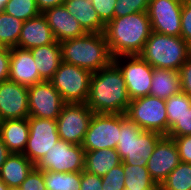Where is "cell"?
Wrapping results in <instances>:
<instances>
[{
    "label": "cell",
    "mask_w": 191,
    "mask_h": 190,
    "mask_svg": "<svg viewBox=\"0 0 191 190\" xmlns=\"http://www.w3.org/2000/svg\"><path fill=\"white\" fill-rule=\"evenodd\" d=\"M131 102L119 68L109 66L92 73L87 107L97 114H125Z\"/></svg>",
    "instance_id": "6da1fadb"
},
{
    "label": "cell",
    "mask_w": 191,
    "mask_h": 190,
    "mask_svg": "<svg viewBox=\"0 0 191 190\" xmlns=\"http://www.w3.org/2000/svg\"><path fill=\"white\" fill-rule=\"evenodd\" d=\"M152 32L147 12L114 17L105 25L104 36L112 57L139 55Z\"/></svg>",
    "instance_id": "7a4b0ae2"
},
{
    "label": "cell",
    "mask_w": 191,
    "mask_h": 190,
    "mask_svg": "<svg viewBox=\"0 0 191 190\" xmlns=\"http://www.w3.org/2000/svg\"><path fill=\"white\" fill-rule=\"evenodd\" d=\"M62 61L94 73L113 62L104 33L85 35L60 42Z\"/></svg>",
    "instance_id": "3957f363"
},
{
    "label": "cell",
    "mask_w": 191,
    "mask_h": 190,
    "mask_svg": "<svg viewBox=\"0 0 191 190\" xmlns=\"http://www.w3.org/2000/svg\"><path fill=\"white\" fill-rule=\"evenodd\" d=\"M162 137L160 133L142 130L125 114H120V136L116 149L122 163L147 166L148 159Z\"/></svg>",
    "instance_id": "277c9868"
},
{
    "label": "cell",
    "mask_w": 191,
    "mask_h": 190,
    "mask_svg": "<svg viewBox=\"0 0 191 190\" xmlns=\"http://www.w3.org/2000/svg\"><path fill=\"white\" fill-rule=\"evenodd\" d=\"M139 55L153 68L179 71L191 55V46L181 36L152 31Z\"/></svg>",
    "instance_id": "5b68a950"
},
{
    "label": "cell",
    "mask_w": 191,
    "mask_h": 190,
    "mask_svg": "<svg viewBox=\"0 0 191 190\" xmlns=\"http://www.w3.org/2000/svg\"><path fill=\"white\" fill-rule=\"evenodd\" d=\"M92 72L62 62L49 80L65 103H86Z\"/></svg>",
    "instance_id": "8992f818"
},
{
    "label": "cell",
    "mask_w": 191,
    "mask_h": 190,
    "mask_svg": "<svg viewBox=\"0 0 191 190\" xmlns=\"http://www.w3.org/2000/svg\"><path fill=\"white\" fill-rule=\"evenodd\" d=\"M125 115L144 131H153L163 136L168 134V118L165 100L147 95L131 102Z\"/></svg>",
    "instance_id": "52a82bcc"
},
{
    "label": "cell",
    "mask_w": 191,
    "mask_h": 190,
    "mask_svg": "<svg viewBox=\"0 0 191 190\" xmlns=\"http://www.w3.org/2000/svg\"><path fill=\"white\" fill-rule=\"evenodd\" d=\"M121 71L130 100L150 95L153 67L140 55H122L113 58Z\"/></svg>",
    "instance_id": "ba28073f"
},
{
    "label": "cell",
    "mask_w": 191,
    "mask_h": 190,
    "mask_svg": "<svg viewBox=\"0 0 191 190\" xmlns=\"http://www.w3.org/2000/svg\"><path fill=\"white\" fill-rule=\"evenodd\" d=\"M85 150L59 139L57 143L35 164L37 169L52 172H82Z\"/></svg>",
    "instance_id": "9c48e42d"
},
{
    "label": "cell",
    "mask_w": 191,
    "mask_h": 190,
    "mask_svg": "<svg viewBox=\"0 0 191 190\" xmlns=\"http://www.w3.org/2000/svg\"><path fill=\"white\" fill-rule=\"evenodd\" d=\"M93 114L86 103H65L56 119L60 139L82 145Z\"/></svg>",
    "instance_id": "30bf717a"
},
{
    "label": "cell",
    "mask_w": 191,
    "mask_h": 190,
    "mask_svg": "<svg viewBox=\"0 0 191 190\" xmlns=\"http://www.w3.org/2000/svg\"><path fill=\"white\" fill-rule=\"evenodd\" d=\"M120 136V114L94 113L85 134L82 148L95 151L104 148L116 149Z\"/></svg>",
    "instance_id": "8fae6325"
},
{
    "label": "cell",
    "mask_w": 191,
    "mask_h": 190,
    "mask_svg": "<svg viewBox=\"0 0 191 190\" xmlns=\"http://www.w3.org/2000/svg\"><path fill=\"white\" fill-rule=\"evenodd\" d=\"M28 123L29 137L23 154L35 165L60 137L56 120L29 116Z\"/></svg>",
    "instance_id": "7c38bea8"
},
{
    "label": "cell",
    "mask_w": 191,
    "mask_h": 190,
    "mask_svg": "<svg viewBox=\"0 0 191 190\" xmlns=\"http://www.w3.org/2000/svg\"><path fill=\"white\" fill-rule=\"evenodd\" d=\"M183 0H150L147 10L153 32L181 36Z\"/></svg>",
    "instance_id": "4fadbf2b"
},
{
    "label": "cell",
    "mask_w": 191,
    "mask_h": 190,
    "mask_svg": "<svg viewBox=\"0 0 191 190\" xmlns=\"http://www.w3.org/2000/svg\"><path fill=\"white\" fill-rule=\"evenodd\" d=\"M29 116L56 120L65 102L50 81L28 87Z\"/></svg>",
    "instance_id": "5bb4252c"
},
{
    "label": "cell",
    "mask_w": 191,
    "mask_h": 190,
    "mask_svg": "<svg viewBox=\"0 0 191 190\" xmlns=\"http://www.w3.org/2000/svg\"><path fill=\"white\" fill-rule=\"evenodd\" d=\"M29 117L28 87L6 80L0 83V121Z\"/></svg>",
    "instance_id": "9a60e30c"
},
{
    "label": "cell",
    "mask_w": 191,
    "mask_h": 190,
    "mask_svg": "<svg viewBox=\"0 0 191 190\" xmlns=\"http://www.w3.org/2000/svg\"><path fill=\"white\" fill-rule=\"evenodd\" d=\"M180 162L174 139L163 136L156 144L146 167L151 178L160 186Z\"/></svg>",
    "instance_id": "2e32d148"
},
{
    "label": "cell",
    "mask_w": 191,
    "mask_h": 190,
    "mask_svg": "<svg viewBox=\"0 0 191 190\" xmlns=\"http://www.w3.org/2000/svg\"><path fill=\"white\" fill-rule=\"evenodd\" d=\"M9 80L30 87L44 81L37 71V66L28 49L10 48Z\"/></svg>",
    "instance_id": "e0dca14e"
},
{
    "label": "cell",
    "mask_w": 191,
    "mask_h": 190,
    "mask_svg": "<svg viewBox=\"0 0 191 190\" xmlns=\"http://www.w3.org/2000/svg\"><path fill=\"white\" fill-rule=\"evenodd\" d=\"M42 14L45 16L55 40L58 42L86 34L77 19L68 12L64 5L47 9Z\"/></svg>",
    "instance_id": "ac0fdd59"
},
{
    "label": "cell",
    "mask_w": 191,
    "mask_h": 190,
    "mask_svg": "<svg viewBox=\"0 0 191 190\" xmlns=\"http://www.w3.org/2000/svg\"><path fill=\"white\" fill-rule=\"evenodd\" d=\"M55 41L53 32L45 16L41 13L23 22L18 47L30 50L35 47L54 43Z\"/></svg>",
    "instance_id": "d6986e66"
},
{
    "label": "cell",
    "mask_w": 191,
    "mask_h": 190,
    "mask_svg": "<svg viewBox=\"0 0 191 190\" xmlns=\"http://www.w3.org/2000/svg\"><path fill=\"white\" fill-rule=\"evenodd\" d=\"M28 137V118L0 121V138L11 153H24Z\"/></svg>",
    "instance_id": "ffe728a7"
},
{
    "label": "cell",
    "mask_w": 191,
    "mask_h": 190,
    "mask_svg": "<svg viewBox=\"0 0 191 190\" xmlns=\"http://www.w3.org/2000/svg\"><path fill=\"white\" fill-rule=\"evenodd\" d=\"M30 51L39 76L44 81H49L63 62L60 42L55 41L51 44L35 47L30 49Z\"/></svg>",
    "instance_id": "44dd1931"
},
{
    "label": "cell",
    "mask_w": 191,
    "mask_h": 190,
    "mask_svg": "<svg viewBox=\"0 0 191 190\" xmlns=\"http://www.w3.org/2000/svg\"><path fill=\"white\" fill-rule=\"evenodd\" d=\"M63 5L86 33H104L105 24L98 16L91 0H65Z\"/></svg>",
    "instance_id": "7402d4cb"
},
{
    "label": "cell",
    "mask_w": 191,
    "mask_h": 190,
    "mask_svg": "<svg viewBox=\"0 0 191 190\" xmlns=\"http://www.w3.org/2000/svg\"><path fill=\"white\" fill-rule=\"evenodd\" d=\"M34 167L23 153H11L0 169V180L8 187L20 186Z\"/></svg>",
    "instance_id": "603a6c76"
},
{
    "label": "cell",
    "mask_w": 191,
    "mask_h": 190,
    "mask_svg": "<svg viewBox=\"0 0 191 190\" xmlns=\"http://www.w3.org/2000/svg\"><path fill=\"white\" fill-rule=\"evenodd\" d=\"M181 91L179 71L153 68L150 95L167 100Z\"/></svg>",
    "instance_id": "cb8c5ba5"
},
{
    "label": "cell",
    "mask_w": 191,
    "mask_h": 190,
    "mask_svg": "<svg viewBox=\"0 0 191 190\" xmlns=\"http://www.w3.org/2000/svg\"><path fill=\"white\" fill-rule=\"evenodd\" d=\"M121 163L117 149L85 151L84 170L88 173L103 177L111 168Z\"/></svg>",
    "instance_id": "d4e9b609"
},
{
    "label": "cell",
    "mask_w": 191,
    "mask_h": 190,
    "mask_svg": "<svg viewBox=\"0 0 191 190\" xmlns=\"http://www.w3.org/2000/svg\"><path fill=\"white\" fill-rule=\"evenodd\" d=\"M125 173V189L157 190L159 186L151 178L146 166H136L123 163Z\"/></svg>",
    "instance_id": "484cf974"
},
{
    "label": "cell",
    "mask_w": 191,
    "mask_h": 190,
    "mask_svg": "<svg viewBox=\"0 0 191 190\" xmlns=\"http://www.w3.org/2000/svg\"><path fill=\"white\" fill-rule=\"evenodd\" d=\"M47 190H80L81 172L43 171Z\"/></svg>",
    "instance_id": "4316f807"
},
{
    "label": "cell",
    "mask_w": 191,
    "mask_h": 190,
    "mask_svg": "<svg viewBox=\"0 0 191 190\" xmlns=\"http://www.w3.org/2000/svg\"><path fill=\"white\" fill-rule=\"evenodd\" d=\"M23 22L12 15L0 12V47H18Z\"/></svg>",
    "instance_id": "83f0119b"
},
{
    "label": "cell",
    "mask_w": 191,
    "mask_h": 190,
    "mask_svg": "<svg viewBox=\"0 0 191 190\" xmlns=\"http://www.w3.org/2000/svg\"><path fill=\"white\" fill-rule=\"evenodd\" d=\"M159 188L161 190H191V163L180 162Z\"/></svg>",
    "instance_id": "f1b7e54d"
},
{
    "label": "cell",
    "mask_w": 191,
    "mask_h": 190,
    "mask_svg": "<svg viewBox=\"0 0 191 190\" xmlns=\"http://www.w3.org/2000/svg\"><path fill=\"white\" fill-rule=\"evenodd\" d=\"M168 118V131L179 121V119L191 108V96L179 91L165 100Z\"/></svg>",
    "instance_id": "f546056e"
},
{
    "label": "cell",
    "mask_w": 191,
    "mask_h": 190,
    "mask_svg": "<svg viewBox=\"0 0 191 190\" xmlns=\"http://www.w3.org/2000/svg\"><path fill=\"white\" fill-rule=\"evenodd\" d=\"M4 12L24 22L41 14L36 0H9Z\"/></svg>",
    "instance_id": "4dcf8cb0"
},
{
    "label": "cell",
    "mask_w": 191,
    "mask_h": 190,
    "mask_svg": "<svg viewBox=\"0 0 191 190\" xmlns=\"http://www.w3.org/2000/svg\"><path fill=\"white\" fill-rule=\"evenodd\" d=\"M150 0H116L114 17H122L137 12H147Z\"/></svg>",
    "instance_id": "1f68e13d"
},
{
    "label": "cell",
    "mask_w": 191,
    "mask_h": 190,
    "mask_svg": "<svg viewBox=\"0 0 191 190\" xmlns=\"http://www.w3.org/2000/svg\"><path fill=\"white\" fill-rule=\"evenodd\" d=\"M102 178V190H124L125 173L123 163L113 167Z\"/></svg>",
    "instance_id": "d6a6232c"
},
{
    "label": "cell",
    "mask_w": 191,
    "mask_h": 190,
    "mask_svg": "<svg viewBox=\"0 0 191 190\" xmlns=\"http://www.w3.org/2000/svg\"><path fill=\"white\" fill-rule=\"evenodd\" d=\"M91 3L105 25L114 18L116 0H91Z\"/></svg>",
    "instance_id": "836d02e7"
},
{
    "label": "cell",
    "mask_w": 191,
    "mask_h": 190,
    "mask_svg": "<svg viewBox=\"0 0 191 190\" xmlns=\"http://www.w3.org/2000/svg\"><path fill=\"white\" fill-rule=\"evenodd\" d=\"M21 190H47L43 171L34 167L20 185Z\"/></svg>",
    "instance_id": "e575fe53"
},
{
    "label": "cell",
    "mask_w": 191,
    "mask_h": 190,
    "mask_svg": "<svg viewBox=\"0 0 191 190\" xmlns=\"http://www.w3.org/2000/svg\"><path fill=\"white\" fill-rule=\"evenodd\" d=\"M191 135V108L168 131V137Z\"/></svg>",
    "instance_id": "d590c367"
},
{
    "label": "cell",
    "mask_w": 191,
    "mask_h": 190,
    "mask_svg": "<svg viewBox=\"0 0 191 190\" xmlns=\"http://www.w3.org/2000/svg\"><path fill=\"white\" fill-rule=\"evenodd\" d=\"M181 37L191 46V3L187 2L182 5Z\"/></svg>",
    "instance_id": "8d00e7d4"
},
{
    "label": "cell",
    "mask_w": 191,
    "mask_h": 190,
    "mask_svg": "<svg viewBox=\"0 0 191 190\" xmlns=\"http://www.w3.org/2000/svg\"><path fill=\"white\" fill-rule=\"evenodd\" d=\"M170 138H173L177 145L180 161L191 163V135Z\"/></svg>",
    "instance_id": "74e56055"
},
{
    "label": "cell",
    "mask_w": 191,
    "mask_h": 190,
    "mask_svg": "<svg viewBox=\"0 0 191 190\" xmlns=\"http://www.w3.org/2000/svg\"><path fill=\"white\" fill-rule=\"evenodd\" d=\"M80 183V190H102V178L85 170L81 172Z\"/></svg>",
    "instance_id": "f35d334b"
},
{
    "label": "cell",
    "mask_w": 191,
    "mask_h": 190,
    "mask_svg": "<svg viewBox=\"0 0 191 190\" xmlns=\"http://www.w3.org/2000/svg\"><path fill=\"white\" fill-rule=\"evenodd\" d=\"M181 91L191 96V55L179 70Z\"/></svg>",
    "instance_id": "ab89813d"
},
{
    "label": "cell",
    "mask_w": 191,
    "mask_h": 190,
    "mask_svg": "<svg viewBox=\"0 0 191 190\" xmlns=\"http://www.w3.org/2000/svg\"><path fill=\"white\" fill-rule=\"evenodd\" d=\"M10 48L0 47V83L9 80Z\"/></svg>",
    "instance_id": "60d3db41"
},
{
    "label": "cell",
    "mask_w": 191,
    "mask_h": 190,
    "mask_svg": "<svg viewBox=\"0 0 191 190\" xmlns=\"http://www.w3.org/2000/svg\"><path fill=\"white\" fill-rule=\"evenodd\" d=\"M65 0H36L37 6L41 13L45 10L63 5Z\"/></svg>",
    "instance_id": "b9f144b4"
},
{
    "label": "cell",
    "mask_w": 191,
    "mask_h": 190,
    "mask_svg": "<svg viewBox=\"0 0 191 190\" xmlns=\"http://www.w3.org/2000/svg\"><path fill=\"white\" fill-rule=\"evenodd\" d=\"M10 154L11 152L0 138V169Z\"/></svg>",
    "instance_id": "7bdbcfd3"
},
{
    "label": "cell",
    "mask_w": 191,
    "mask_h": 190,
    "mask_svg": "<svg viewBox=\"0 0 191 190\" xmlns=\"http://www.w3.org/2000/svg\"><path fill=\"white\" fill-rule=\"evenodd\" d=\"M9 0H0V12H4L5 6Z\"/></svg>",
    "instance_id": "ee69618b"
},
{
    "label": "cell",
    "mask_w": 191,
    "mask_h": 190,
    "mask_svg": "<svg viewBox=\"0 0 191 190\" xmlns=\"http://www.w3.org/2000/svg\"><path fill=\"white\" fill-rule=\"evenodd\" d=\"M8 186L2 181L0 180V190H8Z\"/></svg>",
    "instance_id": "f6af8a7d"
},
{
    "label": "cell",
    "mask_w": 191,
    "mask_h": 190,
    "mask_svg": "<svg viewBox=\"0 0 191 190\" xmlns=\"http://www.w3.org/2000/svg\"><path fill=\"white\" fill-rule=\"evenodd\" d=\"M8 190H21L20 186L9 187Z\"/></svg>",
    "instance_id": "bcb514c9"
},
{
    "label": "cell",
    "mask_w": 191,
    "mask_h": 190,
    "mask_svg": "<svg viewBox=\"0 0 191 190\" xmlns=\"http://www.w3.org/2000/svg\"><path fill=\"white\" fill-rule=\"evenodd\" d=\"M183 2L191 3V0H183Z\"/></svg>",
    "instance_id": "7dc6e473"
}]
</instances>
